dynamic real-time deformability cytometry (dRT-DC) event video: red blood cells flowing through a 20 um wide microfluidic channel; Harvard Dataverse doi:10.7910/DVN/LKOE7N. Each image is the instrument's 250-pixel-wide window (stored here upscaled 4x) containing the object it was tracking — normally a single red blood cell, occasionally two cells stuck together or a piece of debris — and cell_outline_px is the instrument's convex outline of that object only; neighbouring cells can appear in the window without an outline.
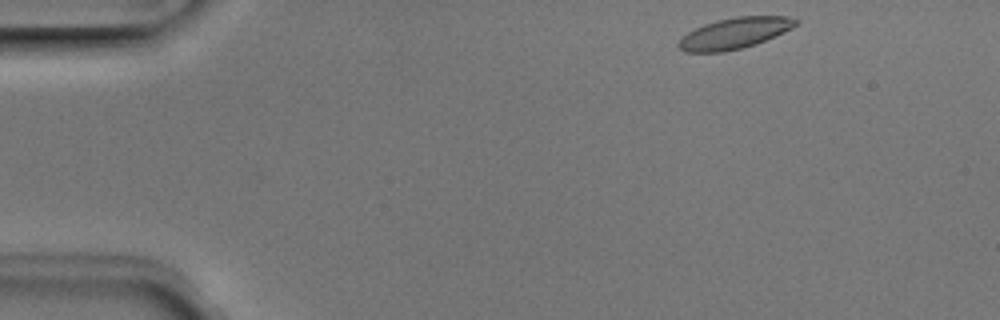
{"species": "Egyptian fruit bat (a non-hibernating species)", "species_latin": "Rousettus aegyptiacus", "temperature_condition": "room temperature", "stored_images_in_passage": 46, "camera_frame_rate_fps": 3000, "um_per_image_px": 0.085, "animal": {"sex": "male"}, "frame": {"image": 1, "passage_image": 1, "time_ms": 0.0, "image_size_px": [1000, 320], "cell_outline_px": [[800, 20], [792, 28], [776, 36], [756, 44], [724, 52], [684, 52], [676, 48], [676, 44], [688, 32], [704, 24], [716, 20], [736, 16], [788, 16]], "centroid_in_image_um": [62.43, 2.82], "position_along_channel_um": 22.6, "area_um2": 21.27}}
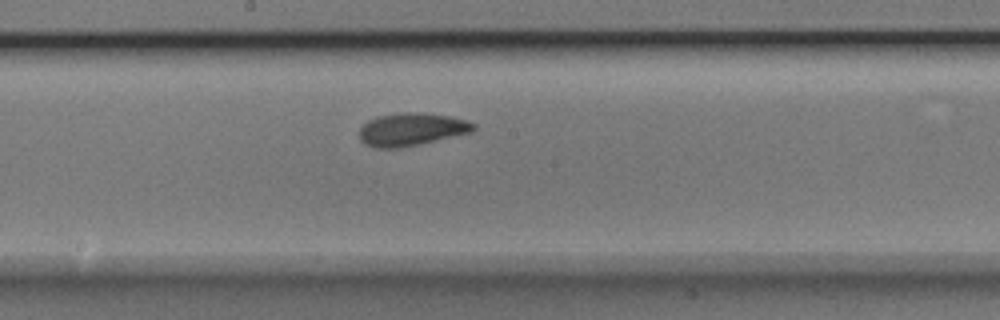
{"frame": {"image": 2, "passage_image": 22, "time_ms": 7.0, "image_size_px": [1000, 320], "cell_outline_px": [[476, 128], [472, 132], [420, 144], [400, 148], [376, 148], [364, 144], [360, 140], [360, 128], [368, 120], [376, 116], [404, 112], [420, 112], [448, 116], [464, 120], [476, 124]], "centroid_in_image_um": [34.95, 11.0], "position_along_channel_um": 213.2, "area_um2": 21.85}}
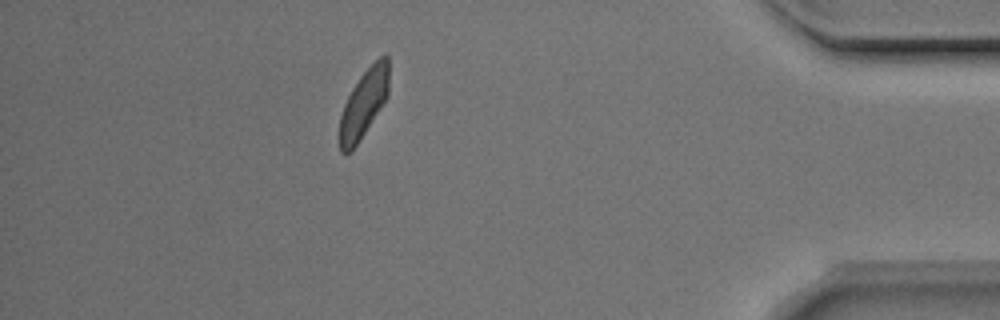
{"frame": {"image": 3, "passage_image": 40, "time_ms": 13.0, "image_size_px": [1000, 320], "cell_outline_px": [[388, 96], [352, 152], [340, 152], [340, 116], [344, 104], [352, 88], [360, 76], [380, 56], [388, 56]], "centroid_in_image_um": [30.91, 8.82], "position_along_channel_um": 404.3, "area_um2": 19.19}, "authors_computed_cell_mechanics": {"area_um2": 21.2126, "velocity_mm_per_s": 3.9235, "shape_relaxation_time_tau1_ms": 2.9596, "shape_relaxation_time_tau2_ms": 2.1514, "deformation_change_tau1": 0.1077, "deformation_change_tau2": 0.068}}